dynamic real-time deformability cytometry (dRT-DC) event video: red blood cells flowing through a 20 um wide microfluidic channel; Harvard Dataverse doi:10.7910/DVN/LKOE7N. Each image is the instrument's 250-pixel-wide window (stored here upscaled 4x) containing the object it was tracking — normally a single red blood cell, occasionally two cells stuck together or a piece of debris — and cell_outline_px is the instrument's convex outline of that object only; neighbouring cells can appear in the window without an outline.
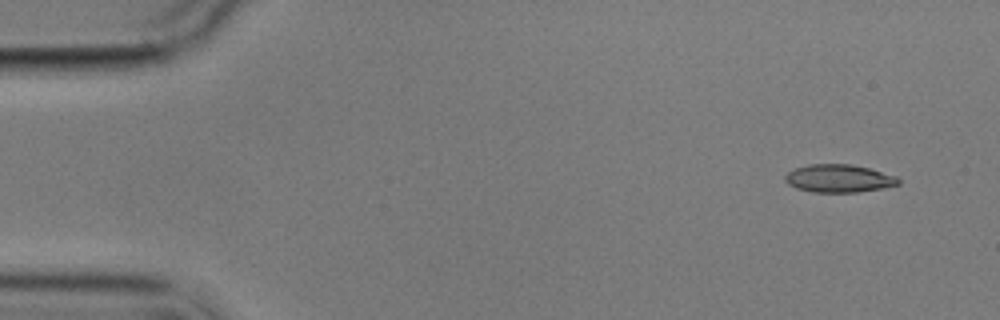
{"species": "common noctule bat (a hibernating species)", "species_latin": "Nyctalus noctula", "temperature_condition": "cold", "stored_images_in_passage": 7, "camera_frame_rate_fps": 3000, "um_per_image_px": 0.085, "animal": {"sex": "male", "body_mass_g": 17.9}, "frame": {"image": 1, "passage_image": 1, "time_ms": 0.0, "image_size_px": [1000, 320], "cell_outline_px": [[900, 184], [880, 188], [856, 192], [812, 192], [796, 188], [788, 184], [784, 180], [784, 176], [788, 172], [796, 168], [808, 164], [848, 164], [868, 168], [896, 176], [900, 180]], "centroid_in_image_um": [71.26, 15.17], "position_along_channel_um": 13.7, "area_um2": 18.26}}
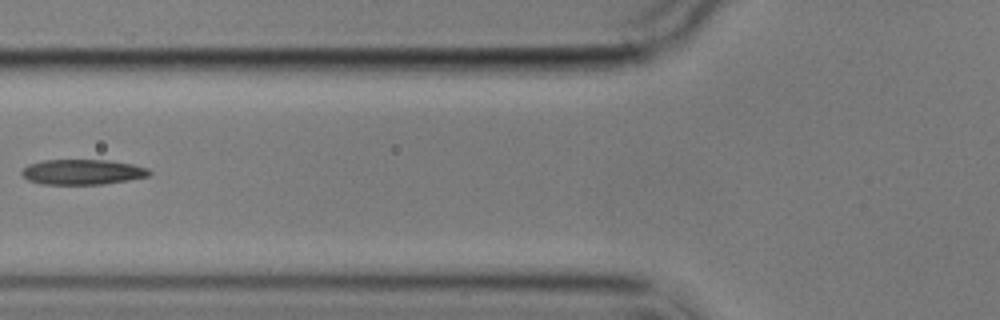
{"frame": {"image": 2, "passage_image": 6, "time_ms": 6.0, "image_size_px": [1000, 320], "cell_outline_px": [[152, 172], [148, 176], [128, 180], [104, 184], [44, 184], [28, 180], [20, 172], [28, 164], [44, 160], [108, 160], [132, 164], [148, 168]], "centroid_in_image_um": [7.02, 14.61], "position_along_channel_um": 118.8, "area_um2": 18.67}}
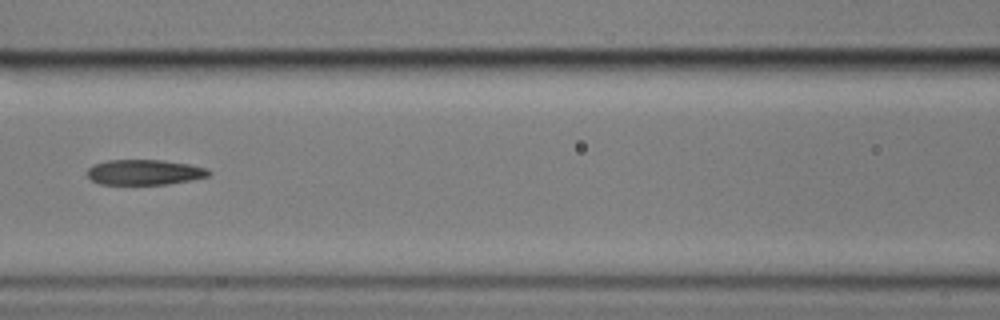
{"frame": {"image": 3, "passage_image": 7, "time_ms": 7.0, "image_size_px": [1000, 320], "cell_outline_px": [[212, 172], [208, 176], [192, 180], [168, 184], [100, 184], [92, 180], [88, 176], [88, 168], [92, 164], [108, 160], [164, 160], [188, 164], [208, 168]], "centroid_in_image_um": [12.3, 14.63], "position_along_channel_um": 154.3, "area_um2": 17.98}}